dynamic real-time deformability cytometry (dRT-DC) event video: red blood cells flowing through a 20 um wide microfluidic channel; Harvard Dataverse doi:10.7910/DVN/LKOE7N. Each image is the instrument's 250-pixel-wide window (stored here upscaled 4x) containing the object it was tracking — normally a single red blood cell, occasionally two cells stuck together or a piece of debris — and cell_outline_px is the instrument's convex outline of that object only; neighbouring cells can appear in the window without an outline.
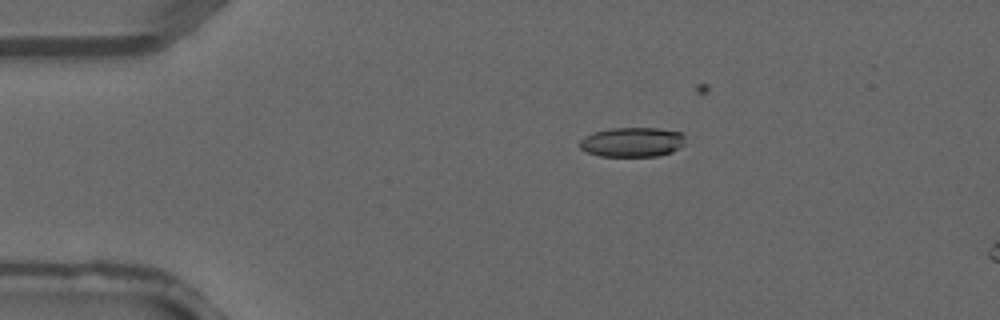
{"species": "common noctule bat (a hibernating species)", "species_latin": "Nyctalus noctula", "temperature_condition": "warm", "stored_images_in_passage": 4, "camera_frame_rate_fps": 3000, "um_per_image_px": 0.085, "animal": {"sex": "male", "forearm_length_mm": 52.5}, "frame": {"image": 1, "passage_image": 2, "time_ms": 0.333, "image_size_px": [1000, 320], "cell_outline_px": [[684, 144], [680, 148], [672, 152], [656, 156], [600, 156], [588, 152], [580, 148], [580, 140], [584, 136], [596, 132], [612, 128], [660, 128], [680, 132], [684, 136]], "centroid_in_image_um": [53.76, 12.08], "position_along_channel_um": 31.2, "area_um2": 18.15}}